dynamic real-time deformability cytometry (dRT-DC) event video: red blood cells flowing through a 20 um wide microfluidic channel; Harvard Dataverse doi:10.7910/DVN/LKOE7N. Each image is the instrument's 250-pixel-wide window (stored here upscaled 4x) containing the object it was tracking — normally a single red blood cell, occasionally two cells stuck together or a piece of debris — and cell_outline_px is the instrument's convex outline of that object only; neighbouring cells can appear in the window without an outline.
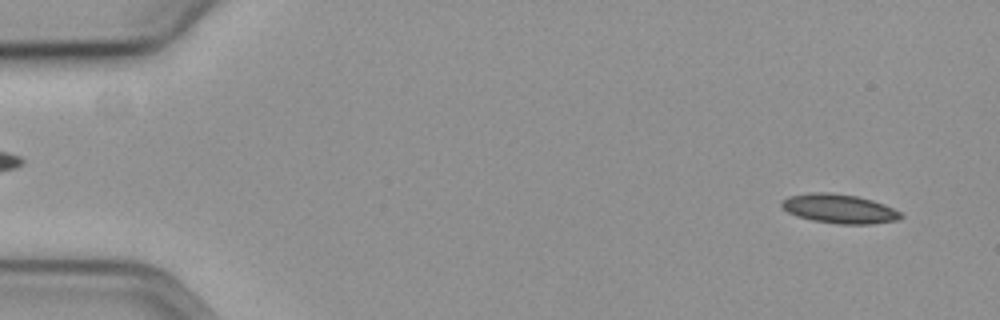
{"species": "common noctule bat (a hibernating species)", "species_latin": "Nyctalus noctula", "temperature_condition": "cold", "stored_images_in_passage": 57, "camera_frame_rate_fps": 3000, "um_per_image_px": 0.085, "animal": {"sex": "female", "body_mass_g": 19.3, "forearm_length_mm": 54.1}, "frame": {"image": 1, "passage_image": 3, "time_ms": 0.667, "image_size_px": [1000, 320], "cell_outline_px": [[904, 216], [896, 220], [872, 224], [840, 224], [812, 220], [788, 212], [780, 204], [780, 200], [788, 196], [808, 192], [832, 192], [856, 196], [872, 200], [884, 204], [900, 212]], "centroid_in_image_um": [71.32, 17.73], "position_along_channel_um": 13.7, "area_um2": 20.23}}
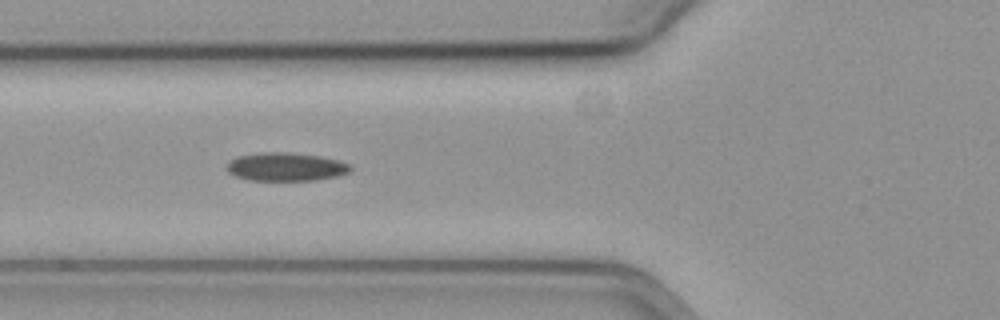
{"frame": {"image": 2, "passage_image": 21, "time_ms": 6.667, "image_size_px": [1000, 320], "cell_outline_px": [[352, 168], [348, 172], [336, 176], [316, 180], [248, 180], [236, 176], [228, 172], [228, 160], [236, 156], [260, 152], [288, 152], [320, 156], [340, 160], [348, 164]], "centroid_in_image_um": [24.27, 14.17], "position_along_channel_um": 101.5, "area_um2": 20.46}}
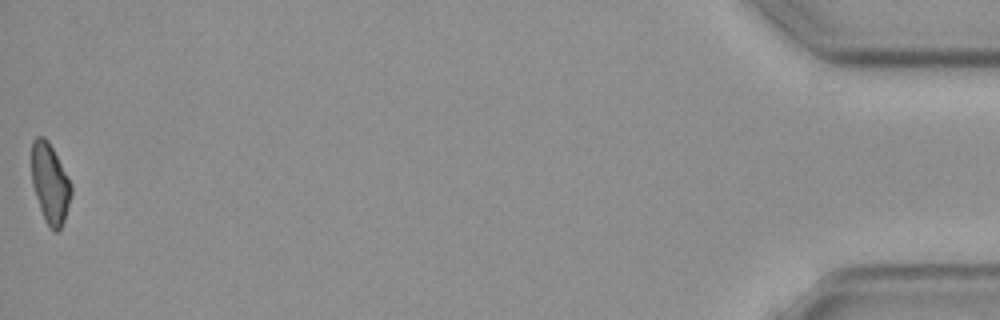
{"frame": {"image": 3, "passage_image": 57, "time_ms": 18.667, "image_size_px": [1000, 320], "cell_outline_px": [[72, 192], [64, 220], [60, 228], [56, 232], [44, 220], [32, 184], [32, 140], [36, 136], [44, 136], [48, 140], [72, 184]], "centroid_in_image_um": [4.25, 15.55], "position_along_channel_um": 430.9, "area_um2": 18.21}}